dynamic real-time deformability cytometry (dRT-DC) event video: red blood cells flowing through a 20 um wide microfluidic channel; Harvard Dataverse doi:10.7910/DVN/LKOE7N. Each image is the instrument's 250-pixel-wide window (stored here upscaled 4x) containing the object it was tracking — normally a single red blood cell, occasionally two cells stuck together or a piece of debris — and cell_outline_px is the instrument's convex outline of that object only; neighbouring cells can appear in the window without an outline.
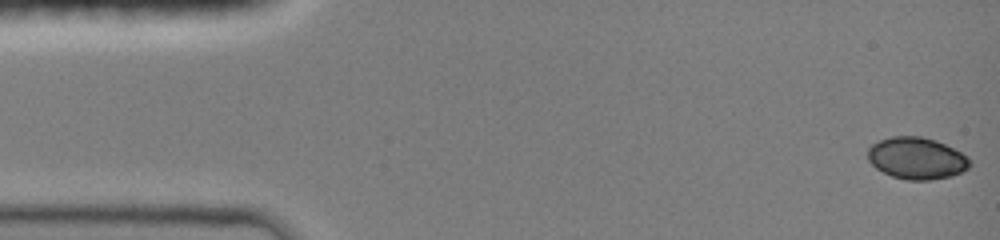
{"species": "common noctule bat (a hibernating species)", "species_latin": "Nyctalus noctula", "temperature_condition": "room temperature", "stored_images_in_passage": 7, "camera_frame_rate_fps": 3000, "um_per_image_px": 0.085, "animal": {"sex": "female", "body_mass_g": 19.0, "forearm_length_mm": 51.5}, "frame": {"image": 1, "passage_image": 1, "time_ms": 0.0, "image_size_px": [1000, 240], "cell_outline_px": [[972, 164], [968, 168], [960, 172], [948, 176], [928, 180], [908, 180], [892, 176], [876, 168], [868, 160], [868, 148], [872, 144], [880, 140], [892, 136], [920, 136], [936, 140], [960, 152]], "centroid_in_image_um": [77.88, 13.44], "position_along_channel_um": 7.1, "area_um2": 24.51}}
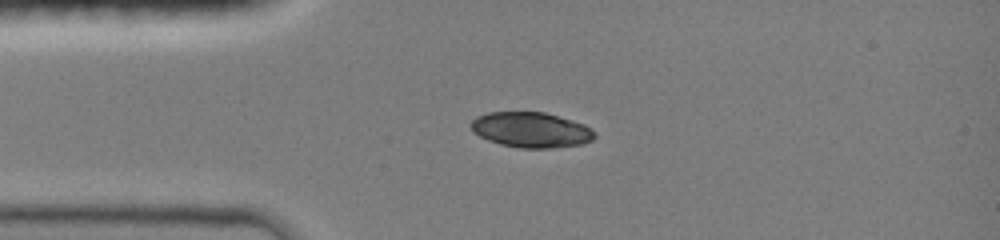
{"frame": {"image": 2, "passage_image": 5, "time_ms": 3.333, "image_size_px": [1000, 240], "cell_outline_px": [[596, 136], [592, 140], [580, 144], [552, 148], [524, 148], [500, 144], [488, 140], [472, 132], [468, 124], [476, 116], [488, 112], [544, 112], [584, 124]], "centroid_in_image_um": [45.07, 11.03], "position_along_channel_um": 39.9, "area_um2": 25.32}}
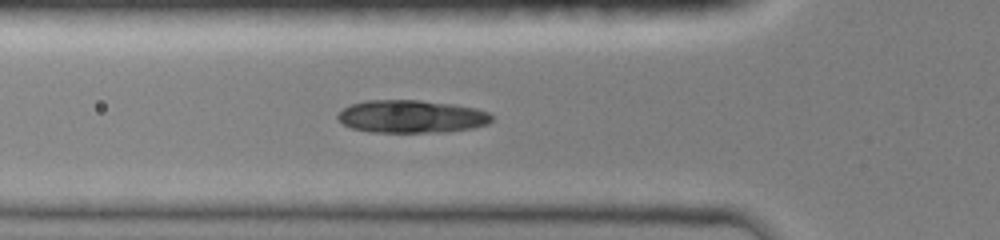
{"frame": {"image": 3, "passage_image": 7, "time_ms": 5.0, "image_size_px": [1000, 240], "cell_outline_px": [[492, 120], [488, 124], [472, 128], [444, 132], [372, 132], [352, 128], [344, 124], [336, 116], [344, 108], [352, 104], [368, 100], [420, 100], [452, 104], [476, 108], [488, 112], [492, 116]], "centroid_in_image_um": [35.0, 9.9], "position_along_channel_um": 90.8, "area_um2": 29.3}}